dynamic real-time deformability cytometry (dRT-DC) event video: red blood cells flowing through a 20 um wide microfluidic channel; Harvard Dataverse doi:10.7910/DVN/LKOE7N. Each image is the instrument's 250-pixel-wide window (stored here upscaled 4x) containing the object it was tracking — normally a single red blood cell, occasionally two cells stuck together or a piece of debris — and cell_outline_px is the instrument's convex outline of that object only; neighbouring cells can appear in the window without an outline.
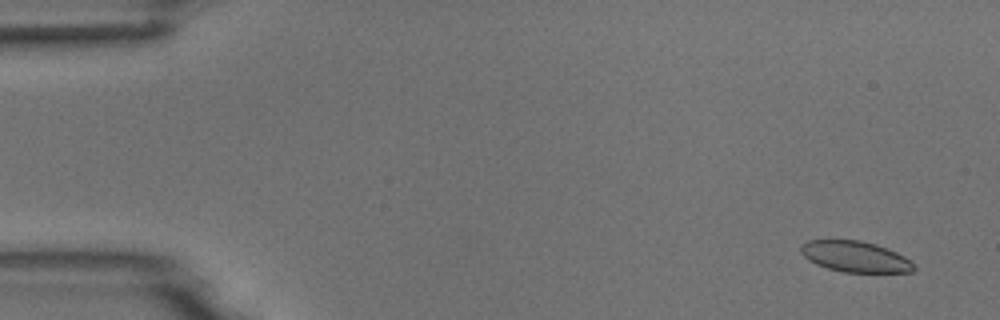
{"species": "common noctule bat (a hibernating species)", "species_latin": "Nyctalus noctula", "temperature_condition": "room temperature", "stored_images_in_passage": 5, "segment_of_instrument_passage": [2, 2], "camera_frame_rate_fps": 3000, "um_per_image_px": 0.085, "animal": {"sex": "male", "body_mass_g": 18.8}, "frame": {"image": 1, "passage_image": 5, "time_ms": 6.333, "image_size_px": [1000, 320], "cell_outline_px": [[916, 268], [912, 272], [844, 272], [828, 268], [816, 264], [808, 260], [800, 252], [800, 248], [808, 240], [860, 240], [876, 244], [896, 252], [904, 256], [916, 264]], "centroid_in_image_um": [72.72, 21.81], "position_along_channel_um": 12.3, "area_um2": 20.35}}